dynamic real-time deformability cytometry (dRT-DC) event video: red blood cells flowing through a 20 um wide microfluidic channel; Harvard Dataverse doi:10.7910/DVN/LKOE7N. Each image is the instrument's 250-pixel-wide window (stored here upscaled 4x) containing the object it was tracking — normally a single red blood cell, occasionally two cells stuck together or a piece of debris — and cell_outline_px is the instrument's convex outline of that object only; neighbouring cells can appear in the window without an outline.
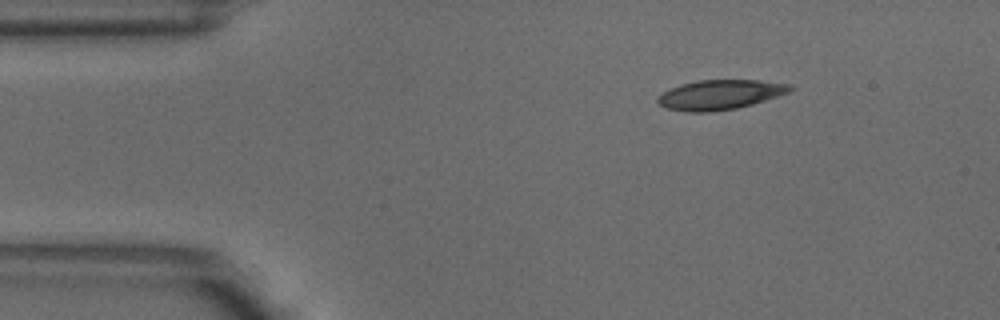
{"species": "common noctule bat (a hibernating species)", "species_latin": "Nyctalus noctula", "temperature_condition": "warm", "stored_images_in_passage": 2, "camera_frame_rate_fps": 3000, "um_per_image_px": 0.085, "animal": {"sex": "male", "body_mass_g": 18.8}, "frame": {"image": 1, "passage_image": 1, "time_ms": 0.0, "image_size_px": [1000, 320], "cell_outline_px": [[796, 88], [788, 92], [752, 104], [736, 108], [712, 112], [688, 112], [668, 108], [660, 104], [656, 100], [664, 92], [672, 88], [696, 80], [756, 80], [792, 84]], "centroid_in_image_um": [61.24, 8.04], "position_along_channel_um": 23.8, "area_um2": 22.6}}